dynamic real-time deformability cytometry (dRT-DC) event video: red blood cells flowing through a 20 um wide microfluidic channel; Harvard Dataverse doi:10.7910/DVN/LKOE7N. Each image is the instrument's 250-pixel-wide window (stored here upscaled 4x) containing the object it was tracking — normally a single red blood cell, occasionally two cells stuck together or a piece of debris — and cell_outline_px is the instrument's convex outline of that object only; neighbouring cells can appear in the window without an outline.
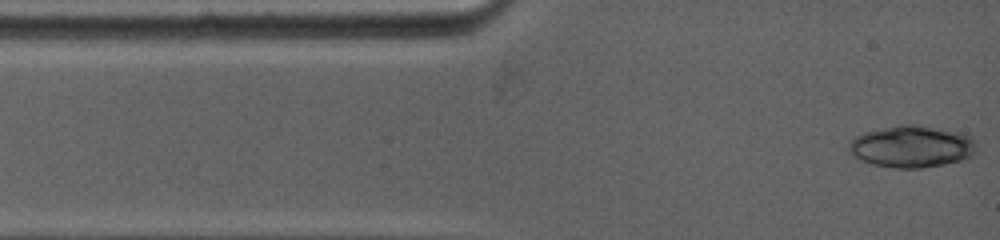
{"species": "common noctule bat (a hibernating species)", "species_latin": "Nyctalus noctula", "temperature_condition": "warm", "stored_images_in_passage": 8, "camera_frame_rate_fps": 5000, "um_per_image_px": 0.085, "animal": {"sex": "female", "body_mass_g": 19.0, "forearm_length_mm": 53.3}, "frame": {"image": 1, "passage_image": 1, "time_ms": 0.0, "image_size_px": [1000, 240], "cell_outline_px": [[976, 144], [972, 156], [964, 160], [944, 164], [920, 168], [896, 168], [872, 164], [852, 156], [848, 152], [848, 144], [856, 136], [864, 132], [900, 124], [916, 124], [948, 128], [972, 136], [976, 140]], "centroid_in_image_um": [77.53, 12.43], "position_along_channel_um": 7.5, "area_um2": 31.67}}